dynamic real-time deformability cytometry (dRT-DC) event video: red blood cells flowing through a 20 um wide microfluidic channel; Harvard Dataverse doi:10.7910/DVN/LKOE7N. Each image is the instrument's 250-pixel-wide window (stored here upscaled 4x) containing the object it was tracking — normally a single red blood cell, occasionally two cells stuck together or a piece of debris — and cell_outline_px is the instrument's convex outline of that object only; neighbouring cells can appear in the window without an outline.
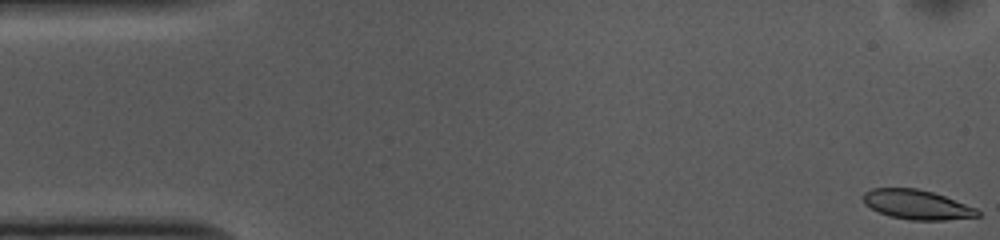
{"species": "common noctule bat (a hibernating species)", "species_latin": "Nyctalus noctula", "temperature_condition": "cold", "stored_images_in_passage": 53, "camera_frame_rate_fps": 3000, "um_per_image_px": 0.085, "animal": {"sex": "female", "body_mass_g": 10.0, "forearm_length_mm": 53.1}, "frame": {"image": 1, "passage_image": 1, "time_ms": 0.0, "image_size_px": [1000, 240], "cell_outline_px": [[980, 216], [944, 220], [908, 220], [888, 216], [864, 204], [864, 192], [872, 188], [916, 188], [932, 192], [944, 196], [976, 208], [980, 212]], "centroid_in_image_um": [77.93, 17.4], "position_along_channel_um": 7.1, "area_um2": 19.54}}
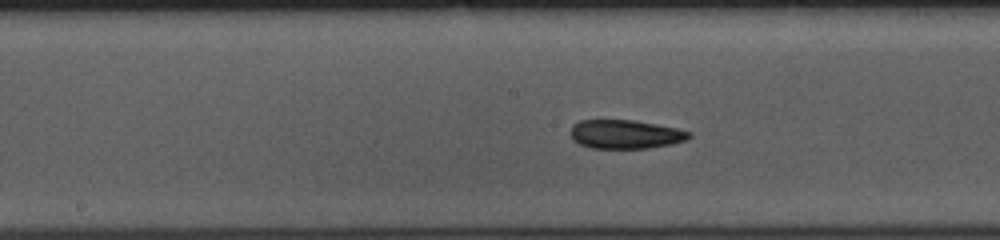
{"frame": {"image": 2, "passage_image": 26, "time_ms": 8.333, "image_size_px": [1000, 240], "cell_outline_px": [[692, 136], [688, 140], [672, 144], [648, 148], [592, 148], [580, 144], [572, 140], [572, 124], [580, 120], [632, 120], [656, 124], [676, 128], [692, 132]], "centroid_in_image_um": [53.19, 11.41], "position_along_channel_um": 195.0, "area_um2": 19.94}}
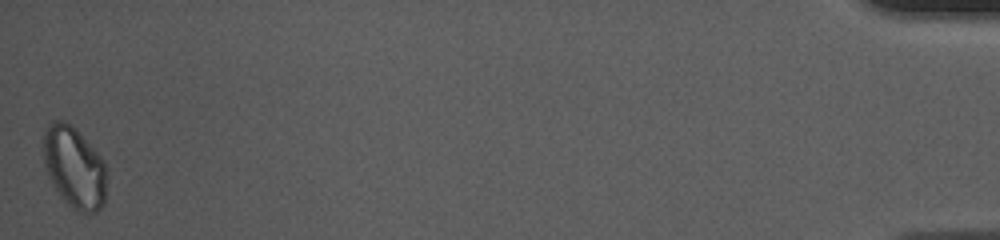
{"frame": {"image": 3, "passage_image": 53, "time_ms": 17.333, "image_size_px": [1000, 240], "cell_outline_px": [[104, 204], [96, 212], [80, 212], [72, 208], [64, 200], [48, 176], [44, 160], [44, 128], [48, 124], [56, 120], [64, 120], [76, 128], [104, 160]], "centroid_in_image_um": [6.29, 14.19], "position_along_channel_um": 428.9, "area_um2": 29.54}, "authors_computed_cell_mechanics": {"area_um2": 20.5768, "velocity_mm_per_s": 3.6971, "shape_relaxation_time_tau1_ms": 6.3049, "shape_relaxation_time_tau2_ms": null, "deformation_change_tau1": 0.106, "deformation_change_tau2": null}}